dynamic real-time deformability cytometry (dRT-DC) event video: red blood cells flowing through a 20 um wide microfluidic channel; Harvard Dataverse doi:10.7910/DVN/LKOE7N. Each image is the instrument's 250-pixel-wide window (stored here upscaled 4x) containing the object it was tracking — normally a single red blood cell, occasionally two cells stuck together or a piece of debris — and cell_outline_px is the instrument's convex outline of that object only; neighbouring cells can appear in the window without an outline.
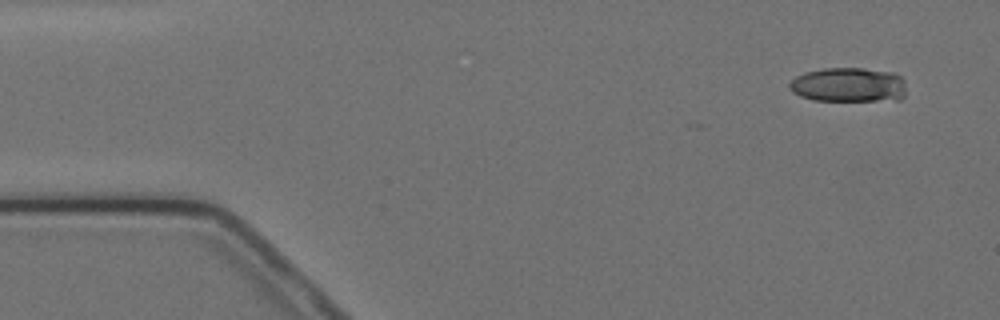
{"species": "Egyptian fruit bat (a non-hibernating species)", "species_latin": "Rousettus aegyptiacus", "temperature_condition": "cold", "stored_images_in_passage": 5, "camera_frame_rate_fps": 3000, "um_per_image_px": 0.085, "animal": {"sex": "female"}, "frame": {"image": 1, "passage_image": 1, "time_ms": 0.0, "image_size_px": [1000, 320], "cell_outline_px": [[904, 96], [900, 100], [812, 100], [800, 96], [792, 92], [788, 88], [788, 84], [796, 76], [804, 72], [824, 68], [864, 68], [892, 72], [900, 76], [904, 80]], "centroid_in_image_um": [72.1, 7.2], "position_along_channel_um": 12.9, "area_um2": 23.58}}
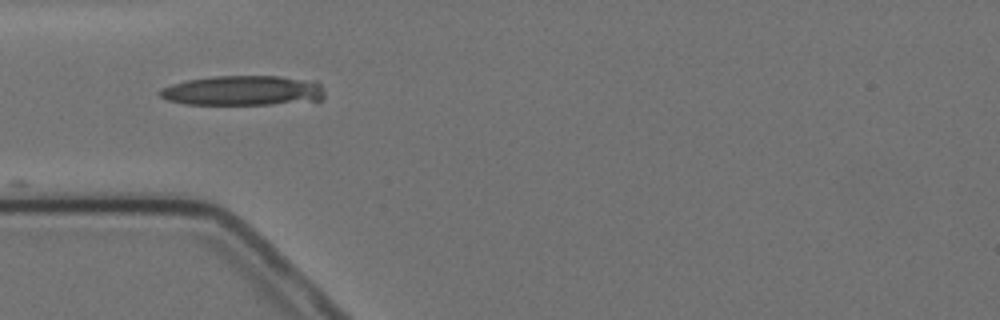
{"frame": {"image": 2, "passage_image": 4, "time_ms": 4.333, "image_size_px": [1000, 320], "cell_outline_px": [[324, 96], [320, 100], [272, 104], [184, 104], [168, 100], [160, 96], [160, 88], [172, 84], [188, 80], [212, 76], [280, 76], [316, 80], [324, 88]], "centroid_in_image_um": [20.7, 7.69], "position_along_channel_um": 64.3, "area_um2": 28.84}}
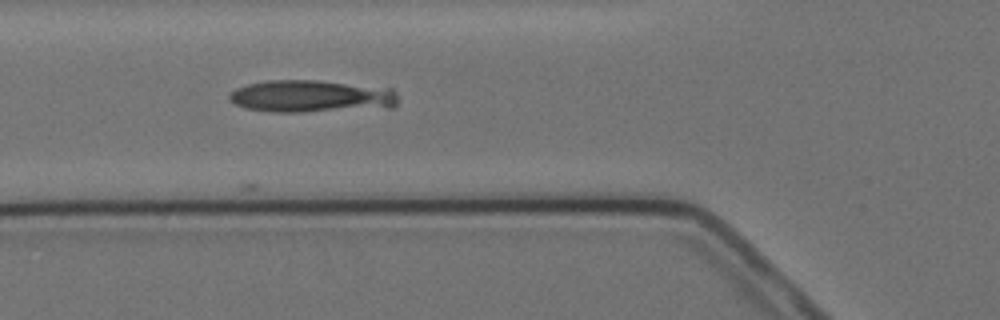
{"frame": {"image": 3, "passage_image": 5, "time_ms": 5.333, "image_size_px": [1000, 320], "cell_outline_px": [[396, 104], [392, 108], [304, 112], [272, 112], [244, 108], [228, 100], [228, 96], [236, 88], [248, 84], [268, 80], [316, 80], [392, 88], [396, 92]], "centroid_in_image_um": [26.47, 8.19], "position_along_channel_um": 99.3, "area_um2": 32.08}}